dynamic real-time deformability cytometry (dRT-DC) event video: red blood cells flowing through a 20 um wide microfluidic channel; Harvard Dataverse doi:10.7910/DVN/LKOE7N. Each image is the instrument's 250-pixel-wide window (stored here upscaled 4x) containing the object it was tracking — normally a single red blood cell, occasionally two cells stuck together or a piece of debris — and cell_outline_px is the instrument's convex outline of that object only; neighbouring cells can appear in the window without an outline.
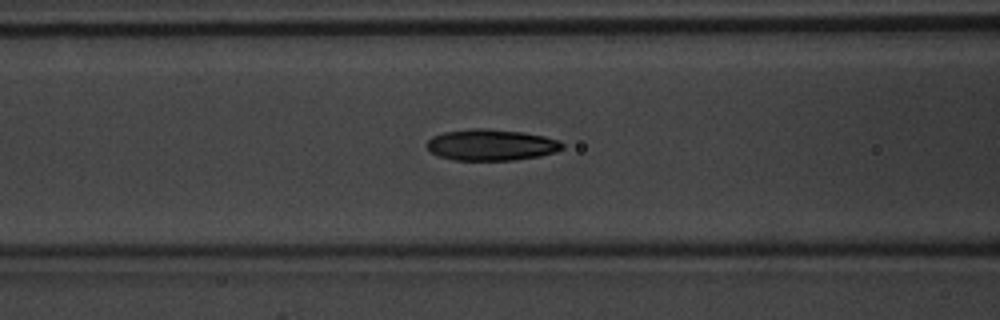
{"species": "common noctule bat (a hibernating species)", "species_latin": "Nyctalus noctula", "temperature_condition": "warm", "stored_images_in_passage": 37, "segment_of_instrument_passage": [1, 2], "camera_frame_rate_fps": 3000, "um_per_image_px": 0.085, "animal": {"sex": "male", "body_mass_g": 20.1, "forearm_length_mm": 53.5}, "frame": {"image": 1, "passage_image": 8, "time_ms": 2.333, "image_size_px": [1000, 320], "cell_outline_px": [[564, 148], [556, 152], [540, 156], [516, 160], [456, 160], [440, 156], [432, 152], [424, 144], [432, 136], [444, 132], [472, 128], [484, 128], [524, 132], [544, 136], [556, 140], [564, 144]], "centroid_in_image_um": [41.76, 12.31], "position_along_channel_um": 124.8, "area_um2": 24.74}}
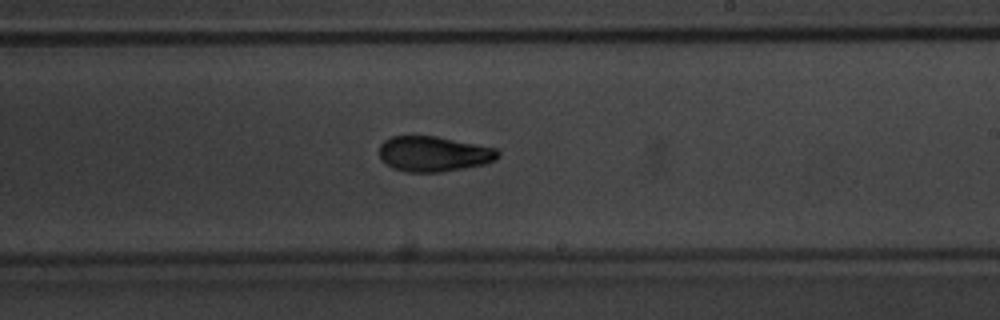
{"frame": {"image": 2, "passage_image": 17, "time_ms": 5.333, "image_size_px": [1000, 320], "cell_outline_px": [[500, 156], [496, 160], [484, 164], [464, 168], [440, 172], [404, 172], [392, 168], [380, 156], [380, 144], [384, 140], [392, 136], [436, 136], [496, 148], [500, 152]], "centroid_in_image_um": [36.88, 13.08], "position_along_channel_um": 252.1, "area_um2": 24.39}}
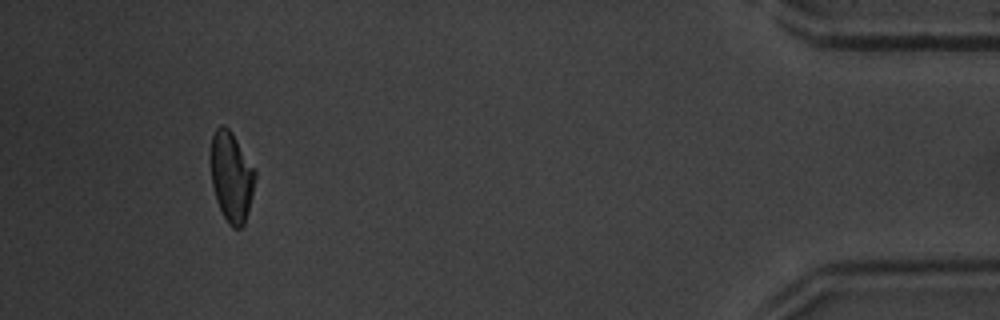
{"frame": {"image": 3, "passage_image": 33, "time_ms": 10.667, "image_size_px": [1000, 320], "cell_outline_px": [[256, 176], [252, 196], [244, 224], [240, 228], [232, 228], [228, 224], [216, 200], [212, 184], [208, 152], [212, 136], [216, 128], [220, 124], [224, 124], [232, 132], [256, 172]], "centroid_in_image_um": [19.63, 14.98], "position_along_channel_um": 415.6, "area_um2": 23.58}}